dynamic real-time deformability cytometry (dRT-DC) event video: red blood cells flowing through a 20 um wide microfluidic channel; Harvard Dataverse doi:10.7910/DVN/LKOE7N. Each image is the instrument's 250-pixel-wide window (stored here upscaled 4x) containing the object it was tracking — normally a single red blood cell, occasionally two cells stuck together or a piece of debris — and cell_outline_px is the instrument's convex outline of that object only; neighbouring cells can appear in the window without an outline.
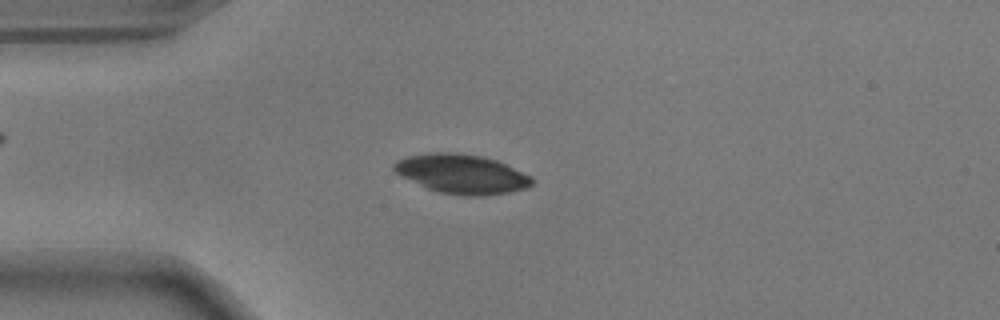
{"species": "common noctule bat (a hibernating species)", "species_latin": "Nyctalus noctula", "temperature_condition": "warm", "stored_images_in_passage": 53, "camera_frame_rate_fps": 3000, "um_per_image_px": 0.085, "animal": {"sex": "male", "body_mass_g": 17.9}, "frame": {"image": 1, "passage_image": 13, "time_ms": 4.0, "image_size_px": [1000, 320], "cell_outline_px": [[536, 180], [532, 184], [524, 188], [508, 192], [480, 196], [460, 196], [440, 192], [428, 188], [396, 172], [392, 168], [392, 164], [396, 160], [408, 156], [428, 152], [456, 152], [484, 156], [496, 160], [532, 176]], "centroid_in_image_um": [39.27, 14.77], "position_along_channel_um": 45.7, "area_um2": 31.5}}
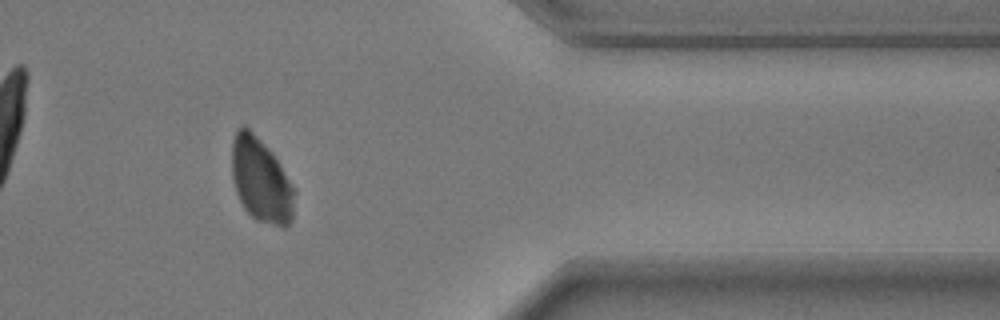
{"frame": {"image": 2, "passage_image": 44, "time_ms": 14.333, "image_size_px": [1000, 320], "cell_outline_px": [[296, 192], [292, 220], [284, 228], [256, 220], [244, 208], [236, 192], [232, 180], [232, 140], [236, 128], [244, 124], [272, 152], [296, 188]], "centroid_in_image_um": [22.2, 15.32], "position_along_channel_um": 389.2, "area_um2": 31.15}}
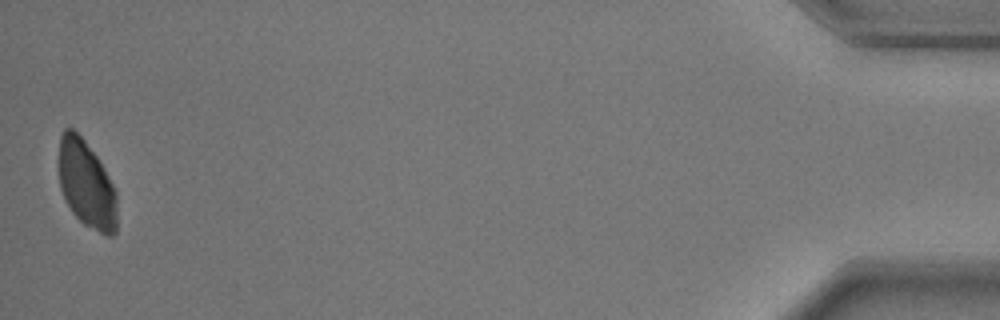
{"frame": {"image": 3, "passage_image": 53, "time_ms": 17.333, "image_size_px": [1000, 320], "cell_outline_px": [[116, 232], [112, 236], [108, 236], [84, 224], [72, 212], [60, 188], [60, 136], [64, 128], [72, 128], [84, 140], [96, 156], [104, 168], [116, 192]], "centroid_in_image_um": [7.36, 15.67], "position_along_channel_um": 427.8, "area_um2": 29.07}}